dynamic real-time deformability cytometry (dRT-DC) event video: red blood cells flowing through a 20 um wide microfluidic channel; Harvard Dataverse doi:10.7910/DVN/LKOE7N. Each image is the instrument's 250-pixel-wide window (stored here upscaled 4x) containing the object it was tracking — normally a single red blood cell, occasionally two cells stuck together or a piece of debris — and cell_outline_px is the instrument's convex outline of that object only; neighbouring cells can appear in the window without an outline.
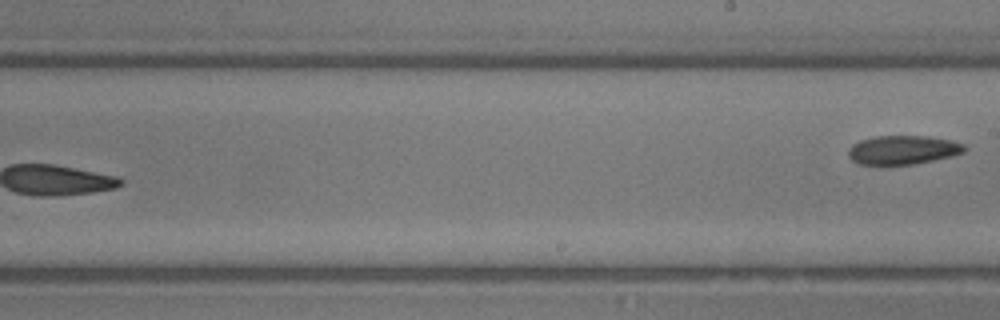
{"species": "common noctule bat (a hibernating species)", "species_latin": "Nyctalus noctula", "temperature_condition": "room temperature", "stored_images_in_passage": 17, "segment_of_instrument_passage": [2, 2], "camera_frame_rate_fps": 3000, "um_per_image_px": 0.085, "animal": {"sex": "male", "body_mass_g": 13.3}, "frame": {"image": 1, "passage_image": 17, "time_ms": 5.333, "image_size_px": [1000, 320], "cell_outline_px": [[964, 152], [932, 160], [912, 164], [880, 168], [860, 164], [852, 160], [848, 156], [848, 152], [852, 144], [860, 140], [876, 136], [928, 136], [952, 140], [964, 144]], "centroid_in_image_um": [76.66, 12.78], "position_along_channel_um": 212.3, "area_um2": 20.0}}